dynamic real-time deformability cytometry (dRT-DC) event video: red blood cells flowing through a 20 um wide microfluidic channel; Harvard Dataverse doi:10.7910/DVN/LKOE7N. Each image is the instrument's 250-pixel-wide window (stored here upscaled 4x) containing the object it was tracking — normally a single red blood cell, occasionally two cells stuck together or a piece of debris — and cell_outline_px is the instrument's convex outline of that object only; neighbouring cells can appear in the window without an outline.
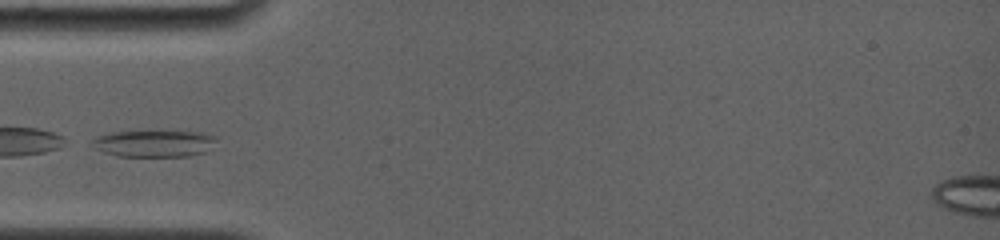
{"species": "common noctule bat (a hibernating species)", "species_latin": "Nyctalus noctula", "temperature_condition": "room temperature", "stored_images_in_passage": 37, "camera_frame_rate_fps": 4000, "um_per_image_px": 0.085, "animal": {"sex": "female", "body_mass_g": 19.0, "forearm_length_mm": 56.7}, "frame": {"image": 1, "passage_image": 1, "time_ms": 0.0, "image_size_px": [1000, 240], "cell_outline_px": [[216, 140], [204, 152], [192, 156], [116, 156], [104, 152], [96, 148], [92, 144], [92, 140], [96, 136], [108, 132], [156, 128], [176, 128], [200, 132], [216, 136]], "centroid_in_image_um": [13.09, 12.11], "position_along_channel_um": 71.9, "area_um2": 20.69}}